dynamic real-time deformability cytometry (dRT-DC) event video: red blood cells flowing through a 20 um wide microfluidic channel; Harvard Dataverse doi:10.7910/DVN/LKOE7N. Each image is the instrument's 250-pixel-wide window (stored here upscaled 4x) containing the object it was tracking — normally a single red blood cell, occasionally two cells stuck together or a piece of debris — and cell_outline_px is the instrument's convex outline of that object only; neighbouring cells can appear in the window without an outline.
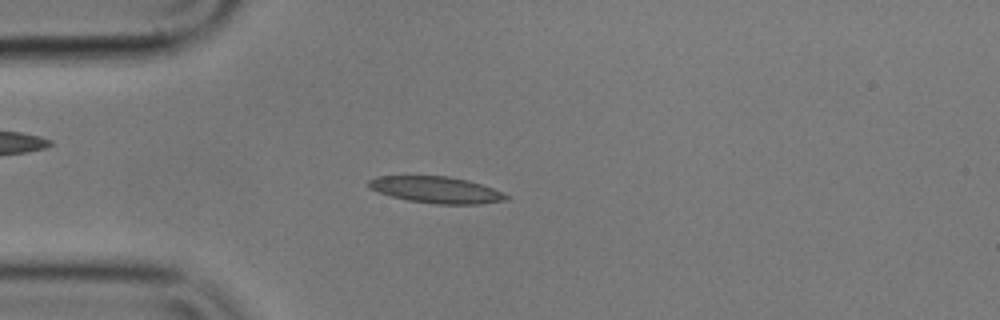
{"species": "common noctule bat (a hibernating species)", "species_latin": "Nyctalus noctula", "temperature_condition": "cold", "stored_images_in_passage": 22, "camera_frame_rate_fps": 3000, "um_per_image_px": 0.085, "animal": {"sex": "male", "body_mass_g": 17.9}, "frame": {"image": 1, "passage_image": 10, "time_ms": 3.0, "image_size_px": [1000, 320], "cell_outline_px": [[512, 196], [508, 200], [480, 204], [436, 204], [408, 200], [392, 196], [368, 188], [368, 180], [376, 176], [448, 176], [468, 180], [504, 192]], "centroid_in_image_um": [37.13, 16.14], "position_along_channel_um": 47.9, "area_um2": 21.33}}
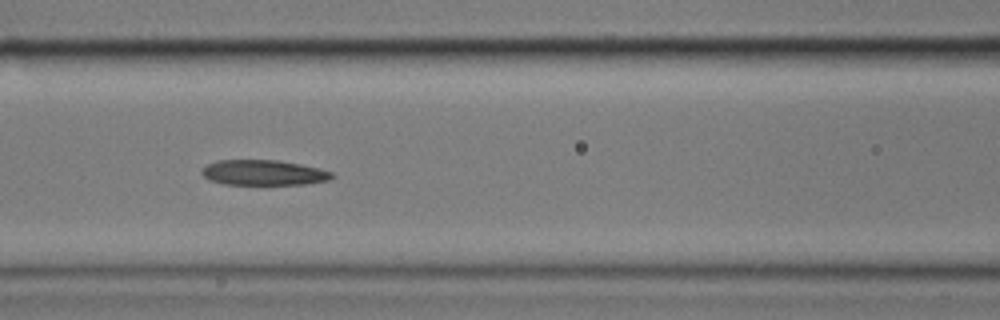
{"frame": {"image": 2, "passage_image": 19, "time_ms": 6.0, "image_size_px": [1000, 320], "cell_outline_px": [[336, 176], [328, 180], [304, 184], [224, 184], [208, 180], [200, 172], [208, 164], [216, 160], [276, 160], [300, 164], [320, 168], [332, 172]], "centroid_in_image_um": [22.41, 14.67], "position_along_channel_um": 144.2, "area_um2": 19.13}}
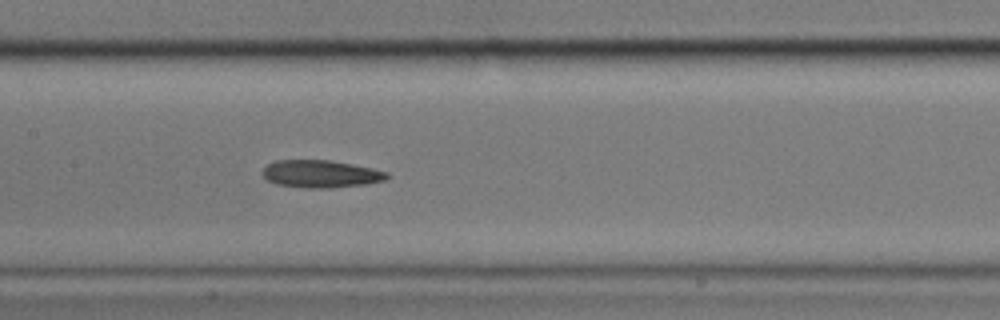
{"frame": {"image": 3, "passage_image": 22, "time_ms": 7.0, "image_size_px": [1000, 320], "cell_outline_px": [[392, 176], [384, 180], [364, 184], [328, 188], [308, 188], [276, 184], [268, 180], [264, 176], [264, 168], [268, 164], [276, 160], [328, 160], [352, 164], [372, 168], [388, 172]], "centroid_in_image_um": [27.3, 14.78], "position_along_channel_um": 180.1, "area_um2": 19.77}}